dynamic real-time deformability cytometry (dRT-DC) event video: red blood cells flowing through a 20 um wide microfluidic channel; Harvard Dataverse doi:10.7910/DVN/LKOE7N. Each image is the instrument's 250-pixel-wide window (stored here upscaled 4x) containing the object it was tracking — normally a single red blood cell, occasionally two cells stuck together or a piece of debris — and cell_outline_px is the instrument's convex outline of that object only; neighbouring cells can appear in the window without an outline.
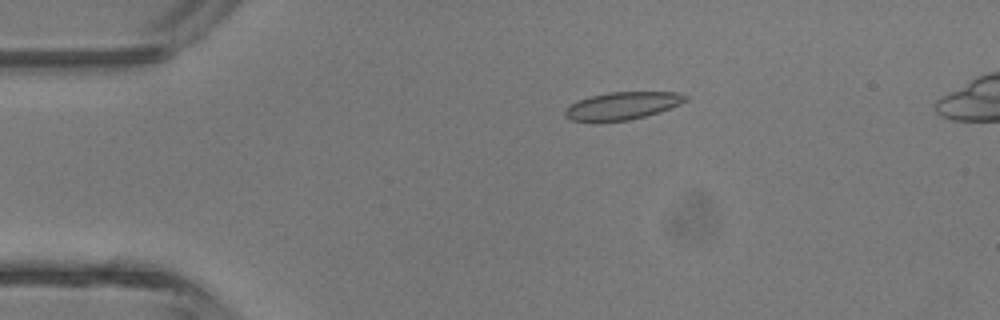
{"species": "common noctule bat (a hibernating species)", "species_latin": "Nyctalus noctula", "temperature_condition": "room temperature", "stored_images_in_passage": 44, "camera_frame_rate_fps": 3000, "um_per_image_px": 0.085, "animal": {"sex": "male", "body_mass_g": 13.3}, "frame": {"image": 1, "passage_image": 9, "time_ms": 2.667, "image_size_px": [1000, 320], "cell_outline_px": [[688, 100], [680, 104], [660, 112], [628, 120], [572, 120], [564, 116], [564, 112], [572, 104], [580, 100], [592, 96], [608, 92], [676, 92], [688, 96]], "centroid_in_image_um": [52.97, 8.97], "position_along_channel_um": 32.0, "area_um2": 18.84}}
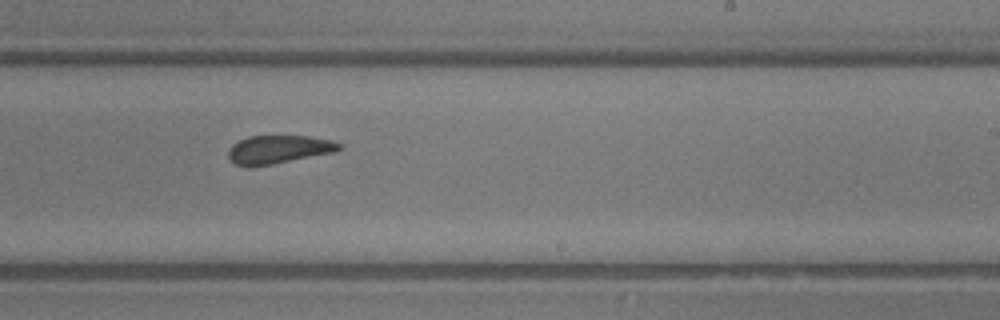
{"frame": {"image": 2, "passage_image": 27, "time_ms": 8.667, "image_size_px": [1000, 320], "cell_outline_px": [[344, 148], [336, 152], [272, 164], [236, 164], [228, 156], [228, 148], [232, 144], [248, 136], [308, 136], [332, 140], [344, 144]], "centroid_in_image_um": [23.78, 12.66], "position_along_channel_um": 265.2, "area_um2": 18.03}}
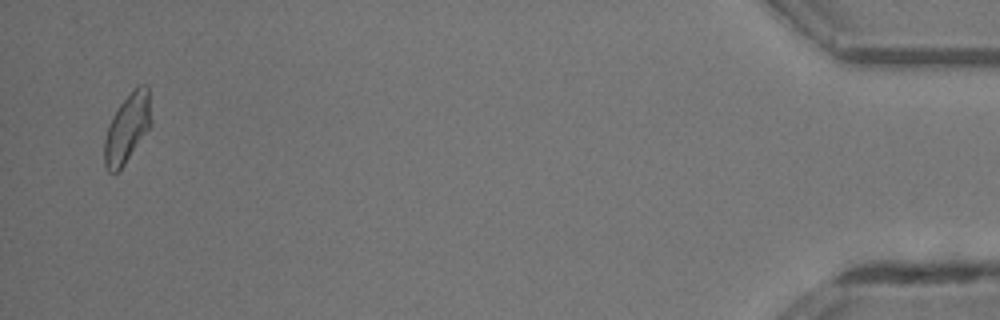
{"frame": {"image": 3, "passage_image": 43, "time_ms": 14.0, "image_size_px": [1000, 320], "cell_outline_px": [[152, 124], [124, 164], [116, 172], [108, 172], [104, 164], [104, 140], [108, 124], [112, 116], [120, 104], [140, 84], [148, 84], [152, 120]], "centroid_in_image_um": [10.82, 10.88], "position_along_channel_um": 424.4, "area_um2": 18.61}}